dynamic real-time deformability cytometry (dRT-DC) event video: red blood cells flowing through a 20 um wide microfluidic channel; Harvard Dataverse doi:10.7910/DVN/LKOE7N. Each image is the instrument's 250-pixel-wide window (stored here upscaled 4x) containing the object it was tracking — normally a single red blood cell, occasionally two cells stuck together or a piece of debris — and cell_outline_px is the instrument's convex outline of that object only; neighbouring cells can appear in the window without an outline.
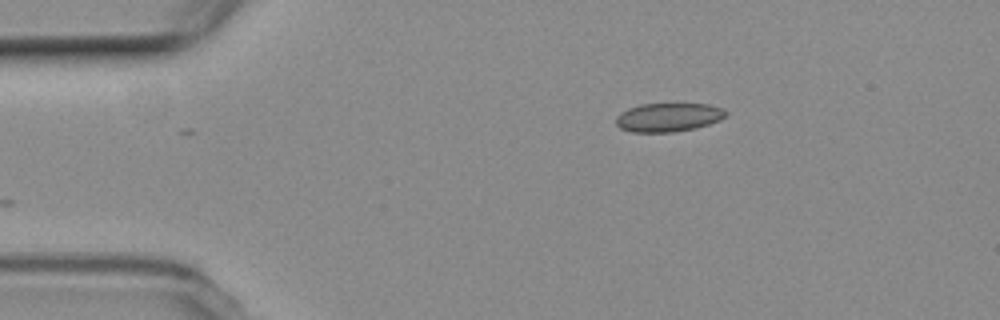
{"species": "common noctule bat (a hibernating species)", "species_latin": "Nyctalus noctula", "temperature_condition": "room temperature", "stored_images_in_passage": 3, "camera_frame_rate_fps": 3000, "um_per_image_px": 0.085, "animal": {"sex": "female", "body_mass_g": 19.3, "forearm_length_mm": 54.1}, "frame": {"image": 1, "passage_image": 3, "time_ms": 2.333, "image_size_px": [1000, 320], "cell_outline_px": [[728, 112], [720, 120], [696, 128], [672, 132], [632, 132], [620, 128], [616, 124], [616, 116], [620, 112], [628, 108], [640, 104], [708, 104], [724, 108]], "centroid_in_image_um": [56.8, 9.97], "position_along_channel_um": 28.2, "area_um2": 18.44}}